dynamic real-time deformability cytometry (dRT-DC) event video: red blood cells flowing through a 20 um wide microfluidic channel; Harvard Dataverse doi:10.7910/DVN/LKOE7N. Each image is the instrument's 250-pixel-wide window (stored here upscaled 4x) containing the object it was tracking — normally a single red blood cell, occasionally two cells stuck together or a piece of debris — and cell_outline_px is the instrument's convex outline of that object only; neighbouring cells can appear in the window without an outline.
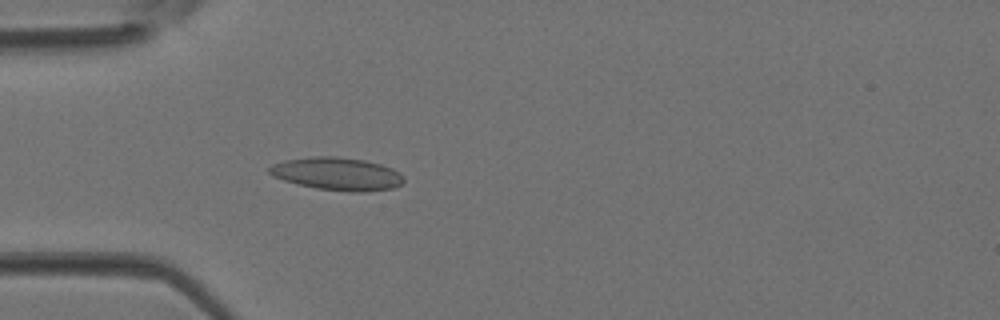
{"species": "Egyptian fruit bat (a non-hibernating species)", "species_latin": "Rousettus aegyptiacus", "temperature_condition": "room temperature", "stored_images_in_passage": 34, "camera_frame_rate_fps": 3000, "um_per_image_px": 0.085, "animal": {"sex": "female"}, "frame": {"image": 1, "passage_image": 4, "time_ms": 1.0, "image_size_px": [1000, 320], "cell_outline_px": [[404, 180], [400, 184], [392, 188], [368, 192], [348, 192], [316, 188], [284, 180], [272, 176], [268, 172], [268, 168], [272, 164], [284, 160], [316, 156], [336, 156], [364, 160], [380, 164], [392, 168], [400, 172], [404, 176]], "centroid_in_image_um": [28.67, 14.77], "position_along_channel_um": 56.3, "area_um2": 25.78}}
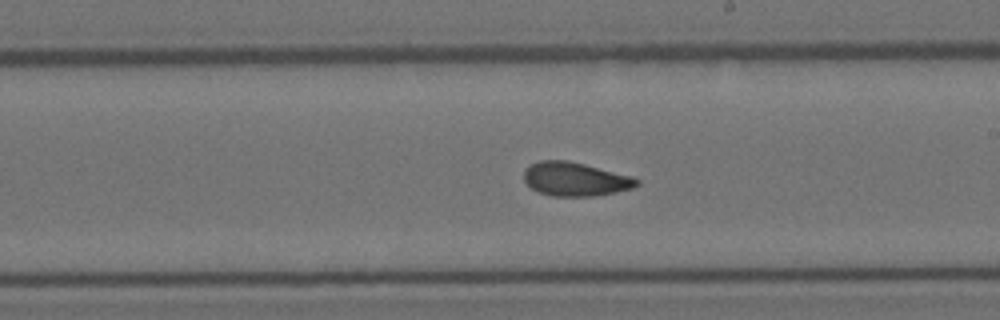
{"frame": {"image": 2, "passage_image": 16, "time_ms": 5.0, "image_size_px": [1000, 320], "cell_outline_px": [[640, 184], [632, 188], [616, 192], [596, 196], [552, 196], [540, 192], [532, 188], [524, 180], [524, 168], [528, 164], [540, 160], [568, 160], [632, 176], [640, 180]], "centroid_in_image_um": [48.89, 15.22], "position_along_channel_um": 240.1, "area_um2": 22.31}}
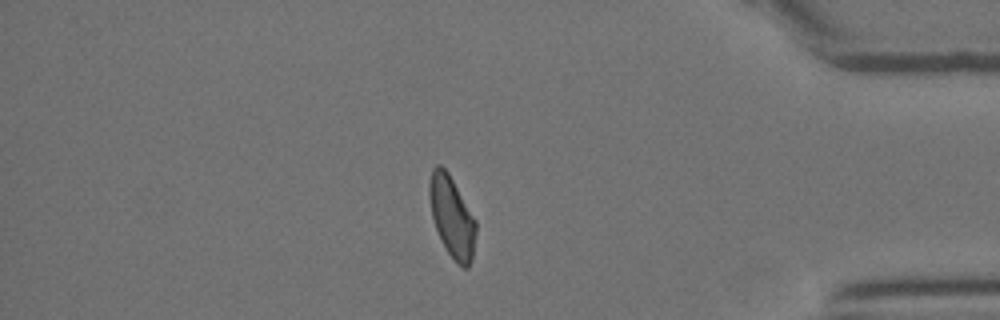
{"frame": {"image": 3, "passage_image": 28, "time_ms": 9.0, "image_size_px": [1000, 320], "cell_outline_px": [[476, 232], [472, 260], [468, 268], [464, 268], [456, 264], [440, 240], [432, 216], [428, 196], [428, 184], [432, 168], [436, 164], [440, 164], [448, 172], [476, 220]], "centroid_in_image_um": [38.4, 18.43], "position_along_channel_um": 396.8, "area_um2": 22.14}}